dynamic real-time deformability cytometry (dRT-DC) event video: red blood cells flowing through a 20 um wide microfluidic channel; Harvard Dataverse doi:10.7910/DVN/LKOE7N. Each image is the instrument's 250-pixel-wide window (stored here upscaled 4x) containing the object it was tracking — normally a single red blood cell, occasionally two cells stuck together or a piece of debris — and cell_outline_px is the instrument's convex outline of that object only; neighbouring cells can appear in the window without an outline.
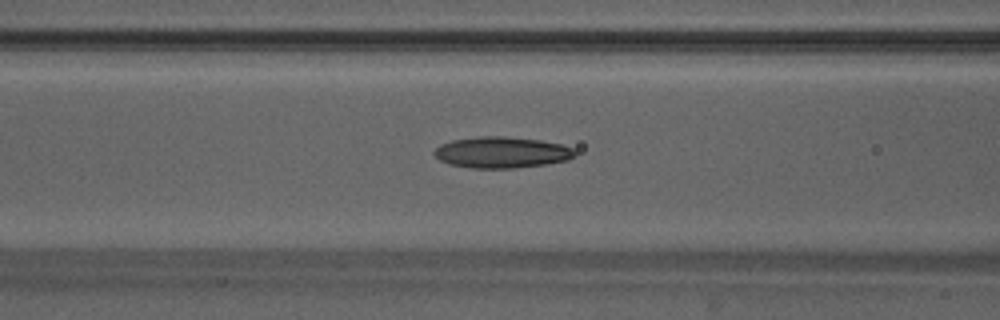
{"species": "Egyptian fruit bat (a non-hibernating species)", "species_latin": "Rousettus aegyptiacus", "temperature_condition": "warm", "stored_images_in_passage": 42, "camera_frame_rate_fps": 3000, "um_per_image_px": 0.085, "animal": {"sex": "male"}, "frame": {"image": 1, "passage_image": 13, "time_ms": 4.0, "image_size_px": [1000, 320], "cell_outline_px": [[576, 152], [568, 160], [544, 164], [512, 168], [472, 168], [452, 164], [440, 160], [432, 152], [440, 144], [452, 140], [480, 136], [504, 136], [540, 140], [560, 144], [572, 148]], "centroid_in_image_um": [42.62, 12.94], "position_along_channel_um": 124.0, "area_um2": 25.32}}
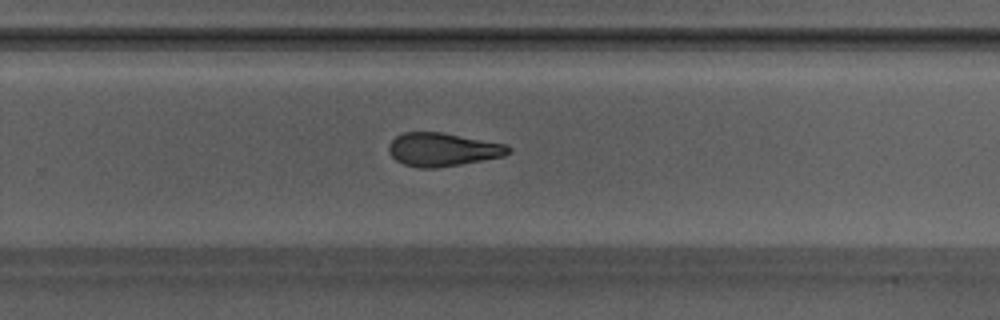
{"frame": {"image": 2, "passage_image": 25, "time_ms": 8.0, "image_size_px": [1000, 320], "cell_outline_px": [[512, 152], [504, 156], [460, 164], [436, 168], [416, 168], [404, 164], [396, 160], [388, 152], [388, 144], [396, 136], [404, 132], [440, 132], [508, 144], [512, 148]], "centroid_in_image_um": [37.64, 12.71], "position_along_channel_um": 292.2, "area_um2": 23.41}}
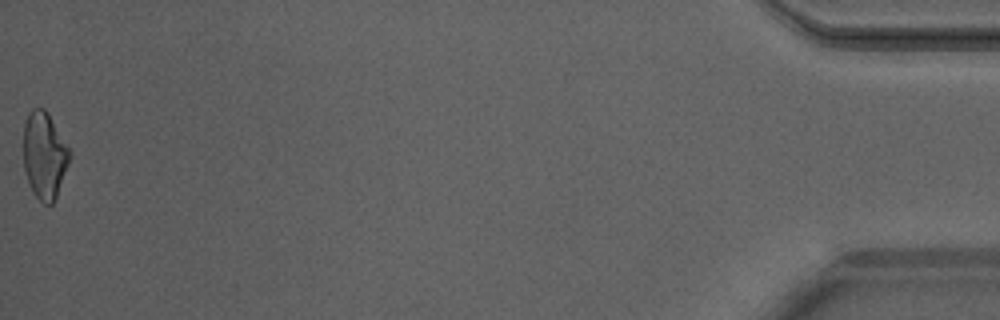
{"frame": {"image": 3, "passage_image": 42, "time_ms": 13.667, "image_size_px": [1000, 320], "cell_outline_px": [[72, 156], [56, 196], [52, 204], [44, 204], [36, 196], [28, 180], [24, 168], [24, 124], [28, 112], [32, 108], [44, 108], [48, 112], [72, 152]], "centroid_in_image_um": [3.8, 13.16], "position_along_channel_um": 431.4, "area_um2": 23.35}, "authors_computed_cell_mechanics": {"area_um2": 24.1026, "velocity_mm_per_s": 4.2082, "shape_relaxation_time_tau1_ms": 7.3115, "shape_relaxation_time_tau2_ms": 3.2473, "deformation_change_tau1": 0.198, "deformation_change_tau2": 0.132}}